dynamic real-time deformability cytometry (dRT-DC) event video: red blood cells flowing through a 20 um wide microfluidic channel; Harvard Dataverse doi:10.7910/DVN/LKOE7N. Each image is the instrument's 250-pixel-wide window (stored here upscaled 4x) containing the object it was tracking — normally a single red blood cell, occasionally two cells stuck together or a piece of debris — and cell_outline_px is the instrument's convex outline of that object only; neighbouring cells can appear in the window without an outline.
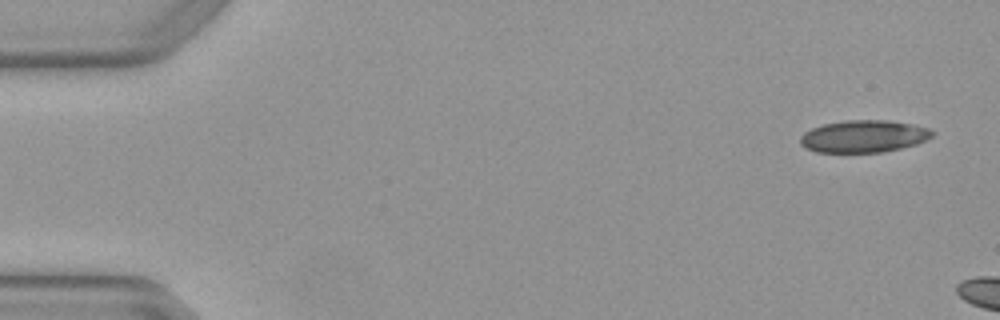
{"species": "Egyptian fruit bat (a non-hibernating species)", "species_latin": "Rousettus aegyptiacus", "temperature_condition": "warm", "stored_images_in_passage": 4, "camera_frame_rate_fps": 3000, "um_per_image_px": 0.085, "animal": {"sex": "female"}, "frame": {"image": 1, "passage_image": 1, "time_ms": 0.0, "image_size_px": [1000, 320], "cell_outline_px": [[936, 132], [932, 136], [916, 144], [900, 148], [880, 152], [816, 152], [800, 144], [800, 136], [804, 132], [812, 128], [824, 124], [844, 120], [888, 120], [912, 124], [928, 128]], "centroid_in_image_um": [73.41, 11.58], "position_along_channel_um": 11.6, "area_um2": 24.68}}